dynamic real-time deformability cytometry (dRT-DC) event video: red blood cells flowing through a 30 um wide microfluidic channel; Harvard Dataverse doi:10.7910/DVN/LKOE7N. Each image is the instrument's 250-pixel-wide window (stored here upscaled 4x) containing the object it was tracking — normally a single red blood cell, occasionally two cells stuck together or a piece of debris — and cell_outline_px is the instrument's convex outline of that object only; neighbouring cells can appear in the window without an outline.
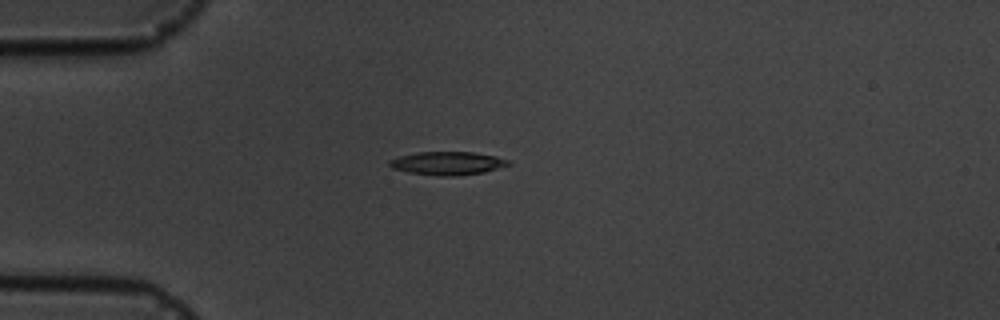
{"species": "common noctule bat (a hibernating species)", "species_latin": "Nyctalus noctula", "temperature_condition": "cold", "stored_images_in_passage": 16, "camera_frame_rate_fps": 3000, "um_per_image_px": 0.085, "animal": {"sex": "male", "body_mass_g": 19.5, "forearm_length_mm": 54.6}, "frame": {"image": 1, "passage_image": 5, "time_ms": 4.667, "image_size_px": [1000, 320], "cell_outline_px": [[512, 164], [484, 172], [452, 176], [440, 176], [408, 172], [392, 168], [388, 164], [388, 160], [400, 156], [416, 152], [472, 152], [496, 156], [508, 160]], "centroid_in_image_um": [38.02, 13.87], "position_along_channel_um": 47.0, "area_um2": 16.07}}
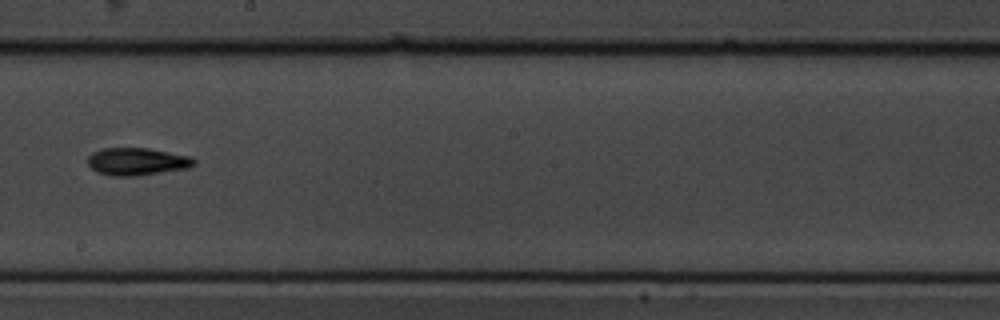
{"frame": {"image": 2, "passage_image": 10, "time_ms": 10.333, "image_size_px": [1000, 320], "cell_outline_px": [[196, 164], [188, 168], [136, 176], [108, 176], [96, 172], [88, 164], [88, 156], [92, 152], [104, 148], [148, 148], [192, 156], [196, 160]], "centroid_in_image_um": [11.65, 13.73], "position_along_channel_um": 236.5, "area_um2": 17.22}}
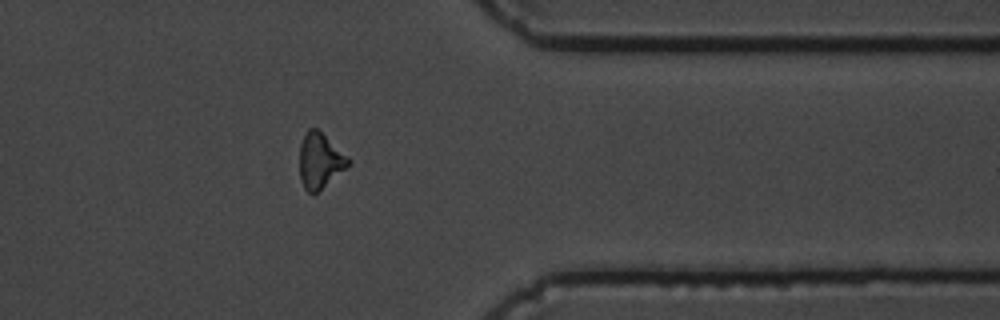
{"frame": {"image": 3, "passage_image": 14, "time_ms": 14.667, "image_size_px": [1000, 320], "cell_outline_px": [[352, 160], [344, 168], [312, 196], [304, 188], [300, 180], [300, 144], [308, 128], [316, 128]], "centroid_in_image_um": [27.16, 13.66], "position_along_channel_um": 384.2, "area_um2": 15.26}, "authors_computed_cell_mechanics": {"area_um2": 15.2881, "velocity_mm_per_s": 3.6615, "shape_relaxation_time_tau1_ms": 3.1943, "shape_relaxation_time_tau2_ms": 3.3118, "deformation_change_tau1": 0.1033, "deformation_change_tau2": 0.0932}}